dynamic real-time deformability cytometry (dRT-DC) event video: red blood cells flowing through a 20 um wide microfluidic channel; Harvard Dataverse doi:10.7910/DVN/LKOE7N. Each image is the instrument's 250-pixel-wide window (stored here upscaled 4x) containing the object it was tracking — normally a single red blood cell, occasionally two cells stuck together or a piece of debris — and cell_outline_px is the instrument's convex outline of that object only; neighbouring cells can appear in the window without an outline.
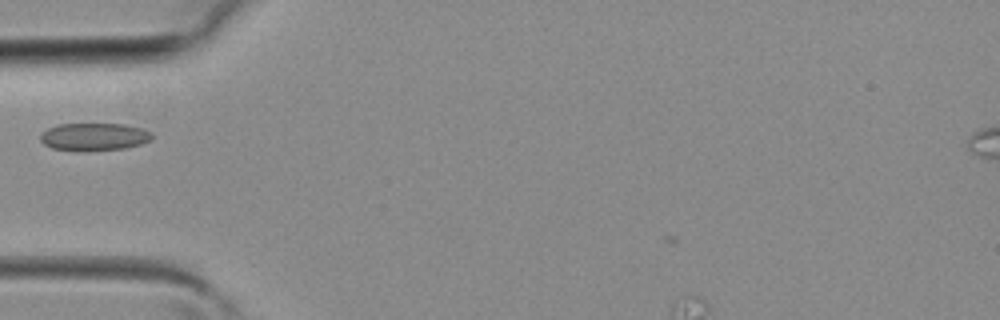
{"species": "common noctule bat (a hibernating species)", "species_latin": "Nyctalus noctula", "temperature_condition": "room temperature", "stored_images_in_passage": 26, "camera_frame_rate_fps": 3000, "um_per_image_px": 0.085, "animal": {"sex": "female", "body_mass_g": 19.3, "forearm_length_mm": 54.1}, "frame": {"image": 1, "passage_image": 1, "time_ms": 0.0, "image_size_px": [1000, 320], "cell_outline_px": [[152, 140], [140, 144], [124, 148], [52, 148], [44, 144], [40, 140], [40, 136], [48, 128], [56, 124], [124, 124], [140, 128], [152, 132]], "centroid_in_image_um": [8.03, 11.57], "position_along_channel_um": 77.0, "area_um2": 17.05}}
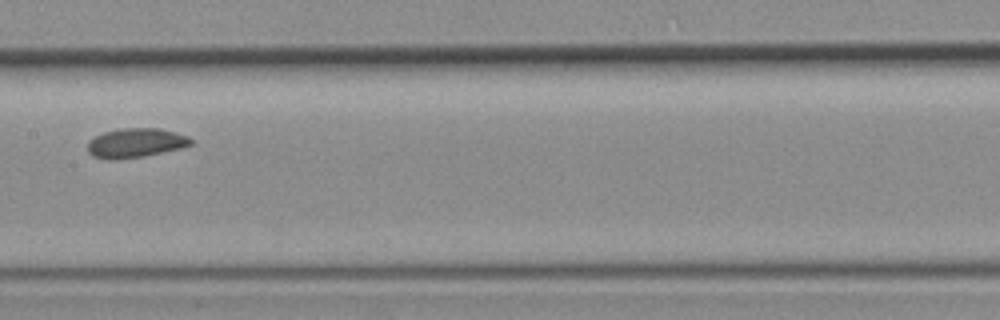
{"frame": {"image": 2, "passage_image": 8, "time_ms": 2.333, "image_size_px": [1000, 320], "cell_outline_px": [[192, 144], [180, 148], [144, 156], [116, 160], [108, 160], [92, 156], [88, 152], [88, 140], [104, 132], [124, 128], [160, 128], [176, 132], [188, 136], [192, 140]], "centroid_in_image_um": [11.51, 12.15], "position_along_channel_um": 195.9, "area_um2": 17.69}}
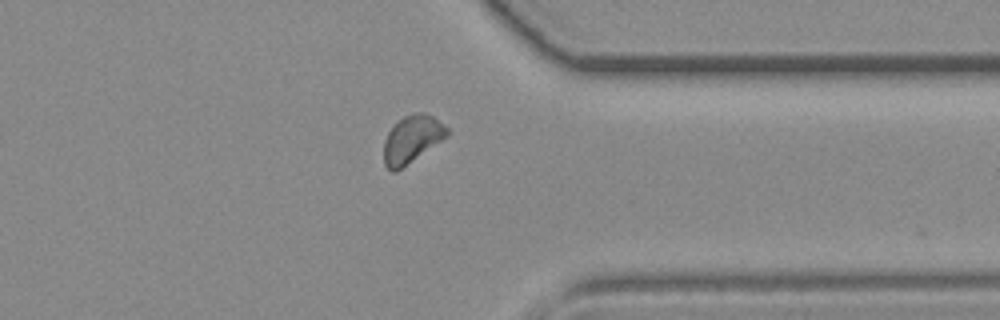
{"frame": {"image": 3, "passage_image": 19, "time_ms": 6.0, "image_size_px": [1000, 320], "cell_outline_px": [[448, 136], [396, 172], [392, 172], [384, 164], [384, 140], [388, 132], [404, 116], [416, 112], [424, 112], [432, 116], [448, 128]], "centroid_in_image_um": [35.01, 11.84], "position_along_channel_um": 376.4, "area_um2": 17.22}}